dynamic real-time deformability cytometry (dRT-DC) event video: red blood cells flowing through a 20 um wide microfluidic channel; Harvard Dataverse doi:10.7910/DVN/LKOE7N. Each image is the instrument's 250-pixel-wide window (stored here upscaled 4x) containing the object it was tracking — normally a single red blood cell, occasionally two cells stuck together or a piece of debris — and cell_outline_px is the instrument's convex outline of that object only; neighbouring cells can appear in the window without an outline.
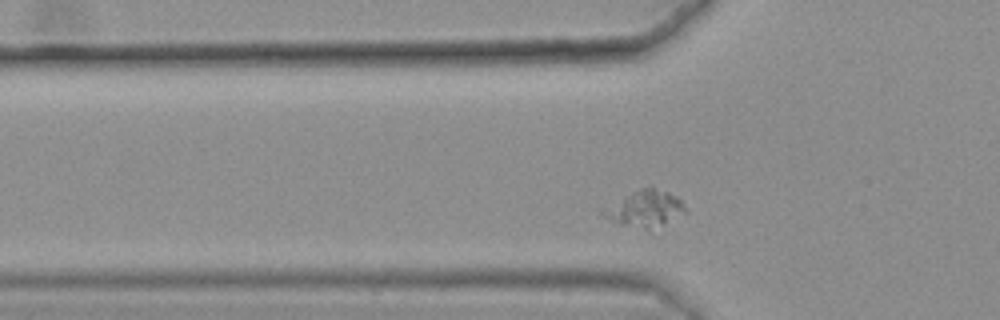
{"species": "common noctule bat (a hibernating species)", "species_latin": "Nyctalus noctula", "temperature_condition": "warm", "stored_images_in_passage": 33, "camera_frame_rate_fps": 3000, "um_per_image_px": 0.085, "animal": {"sex": "female", "body_mass_g": 25.1}, "frame": {"image": 1, "passage_image": 5, "time_ms": 1.333, "image_size_px": [1000, 320], "cell_outline_px": [[688, 212], [656, 236], [612, 220], [604, 216], [600, 212], [600, 208], [640, 188], [652, 184], [676, 196], [684, 204]], "centroid_in_image_um": [54.94, 17.83], "position_along_channel_um": 70.9, "area_um2": 19.19}}
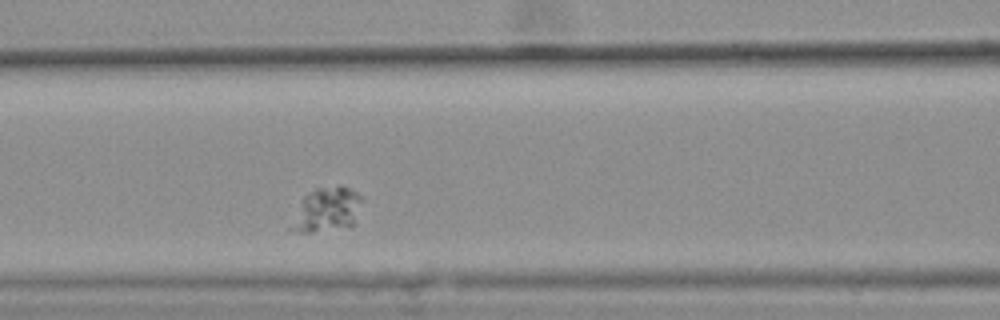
{"frame": {"image": 2, "passage_image": 11, "time_ms": 3.333, "image_size_px": [1000, 320], "cell_outline_px": [[364, 200], [352, 224], [312, 232], [304, 232], [288, 228], [304, 196], [316, 188], [340, 184], [356, 192]], "centroid_in_image_um": [27.78, 17.77], "position_along_channel_um": 138.8, "area_um2": 17.8}}
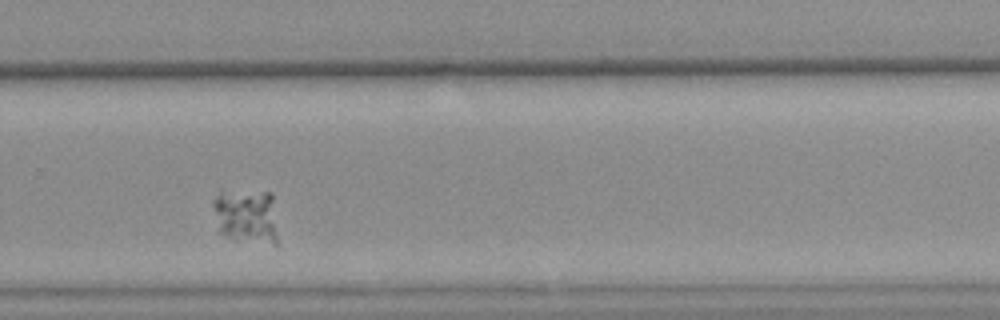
{"frame": {"image": 3, "passage_image": 26, "time_ms": 8.333, "image_size_px": [1000, 320], "cell_outline_px": [[276, 244], [272, 244], [236, 240], [220, 232], [216, 212], [216, 196], [220, 188], [272, 192], [276, 236]], "centroid_in_image_um": [20.95, 18.3], "position_along_channel_um": 308.8, "area_um2": 20.58}}